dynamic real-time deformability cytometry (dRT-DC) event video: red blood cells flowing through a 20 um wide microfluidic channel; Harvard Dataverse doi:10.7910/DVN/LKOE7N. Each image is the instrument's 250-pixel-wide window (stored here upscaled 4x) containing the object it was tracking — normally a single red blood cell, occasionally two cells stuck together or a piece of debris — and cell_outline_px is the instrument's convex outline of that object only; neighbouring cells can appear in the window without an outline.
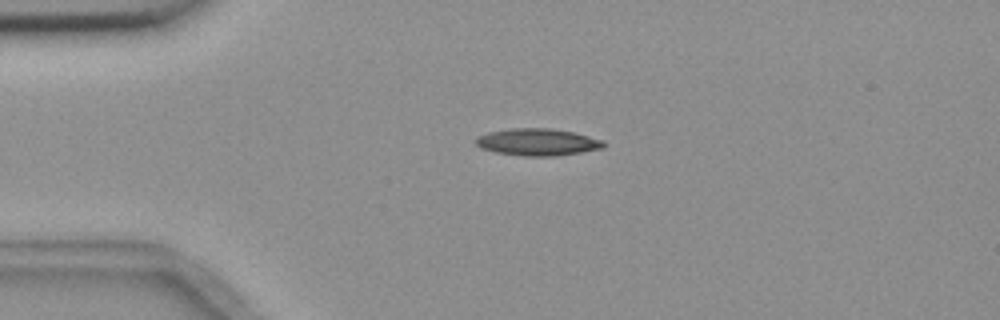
{"species": "common noctule bat (a hibernating species)", "species_latin": "Nyctalus noctula", "temperature_condition": "room temperature", "stored_images_in_passage": 3, "camera_frame_rate_fps": 3000, "um_per_image_px": 0.085, "animal": {"sex": "female", "body_mass_g": 18.4}, "frame": {"image": 1, "passage_image": 1, "time_ms": 0.0, "image_size_px": [1000, 320], "cell_outline_px": [[604, 148], [556, 156], [524, 156], [496, 152], [480, 148], [472, 140], [476, 136], [488, 132], [512, 128], [552, 128], [572, 132], [604, 140]], "centroid_in_image_um": [45.64, 12.07], "position_along_channel_um": 39.4, "area_um2": 20.23}}